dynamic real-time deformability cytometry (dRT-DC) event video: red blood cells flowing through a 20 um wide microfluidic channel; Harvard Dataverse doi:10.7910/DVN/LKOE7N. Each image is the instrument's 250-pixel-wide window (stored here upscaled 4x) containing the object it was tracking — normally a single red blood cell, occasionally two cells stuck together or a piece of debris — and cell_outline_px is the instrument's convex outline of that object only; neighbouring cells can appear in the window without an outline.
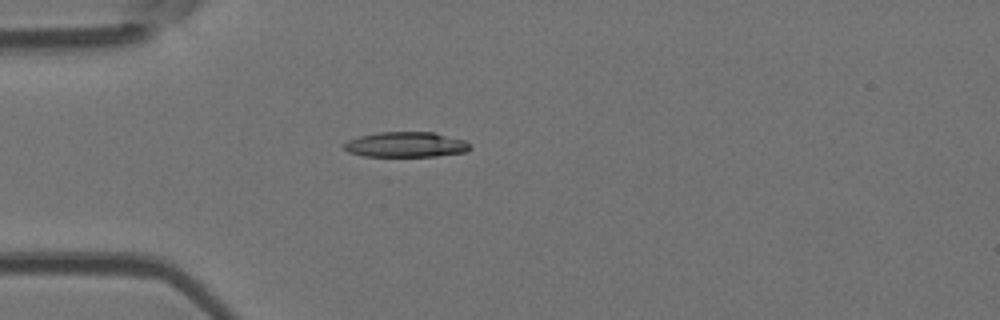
{"species": "Egyptian fruit bat (a non-hibernating species)", "species_latin": "Rousettus aegyptiacus", "temperature_condition": "room temperature", "stored_images_in_passage": 4, "camera_frame_rate_fps": 3000, "um_per_image_px": 0.085, "animal": {"sex": "female"}, "frame": {"image": 1, "passage_image": 4, "time_ms": 1.0, "image_size_px": [1000, 320], "cell_outline_px": [[472, 148], [468, 152], [436, 156], [364, 156], [348, 152], [340, 144], [348, 140], [360, 136], [380, 132], [432, 132], [464, 140]], "centroid_in_image_um": [34.48, 12.29], "position_along_channel_um": 50.5, "area_um2": 18.55}}